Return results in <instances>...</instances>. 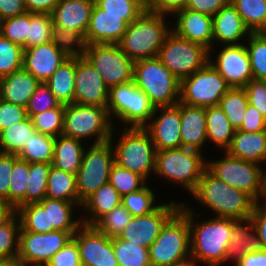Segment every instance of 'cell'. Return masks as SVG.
<instances>
[{"mask_svg":"<svg viewBox=\"0 0 266 266\" xmlns=\"http://www.w3.org/2000/svg\"><path fill=\"white\" fill-rule=\"evenodd\" d=\"M181 200L179 210L188 218L190 227L191 255L202 266H223L236 219L209 216L199 220L205 212L196 213V207L193 208L184 197Z\"/></svg>","mask_w":266,"mask_h":266,"instance_id":"obj_1","label":"cell"},{"mask_svg":"<svg viewBox=\"0 0 266 266\" xmlns=\"http://www.w3.org/2000/svg\"><path fill=\"white\" fill-rule=\"evenodd\" d=\"M189 196L194 199L196 204L198 203L204 210L206 209L205 211L209 209L207 212L211 213L213 217L236 220L250 218L256 202L249 194L216 178L207 169Z\"/></svg>","mask_w":266,"mask_h":266,"instance_id":"obj_2","label":"cell"},{"mask_svg":"<svg viewBox=\"0 0 266 266\" xmlns=\"http://www.w3.org/2000/svg\"><path fill=\"white\" fill-rule=\"evenodd\" d=\"M109 141L113 147L115 164L139 174L149 183L152 181L156 149L150 133L144 127H114Z\"/></svg>","mask_w":266,"mask_h":266,"instance_id":"obj_3","label":"cell"},{"mask_svg":"<svg viewBox=\"0 0 266 266\" xmlns=\"http://www.w3.org/2000/svg\"><path fill=\"white\" fill-rule=\"evenodd\" d=\"M206 154L185 147L156 151L154 180L183 189L189 196L207 169ZM156 178V179H155Z\"/></svg>","mask_w":266,"mask_h":266,"instance_id":"obj_4","label":"cell"},{"mask_svg":"<svg viewBox=\"0 0 266 266\" xmlns=\"http://www.w3.org/2000/svg\"><path fill=\"white\" fill-rule=\"evenodd\" d=\"M171 17L145 10L131 22L117 43L134 62L157 57L164 39L171 31Z\"/></svg>","mask_w":266,"mask_h":266,"instance_id":"obj_5","label":"cell"},{"mask_svg":"<svg viewBox=\"0 0 266 266\" xmlns=\"http://www.w3.org/2000/svg\"><path fill=\"white\" fill-rule=\"evenodd\" d=\"M155 108L134 80L109 89L107 111L116 128L145 127Z\"/></svg>","mask_w":266,"mask_h":266,"instance_id":"obj_6","label":"cell"},{"mask_svg":"<svg viewBox=\"0 0 266 266\" xmlns=\"http://www.w3.org/2000/svg\"><path fill=\"white\" fill-rule=\"evenodd\" d=\"M223 153V154H222ZM207 158V170L228 185L249 194L256 202L264 197L266 167L229 155L226 151ZM221 154V157H220ZM213 157V159H212Z\"/></svg>","mask_w":266,"mask_h":266,"instance_id":"obj_7","label":"cell"},{"mask_svg":"<svg viewBox=\"0 0 266 266\" xmlns=\"http://www.w3.org/2000/svg\"><path fill=\"white\" fill-rule=\"evenodd\" d=\"M133 80L155 107L176 105L180 100V80L157 57L135 61Z\"/></svg>","mask_w":266,"mask_h":266,"instance_id":"obj_8","label":"cell"},{"mask_svg":"<svg viewBox=\"0 0 266 266\" xmlns=\"http://www.w3.org/2000/svg\"><path fill=\"white\" fill-rule=\"evenodd\" d=\"M113 124L107 108L72 103L65 105L63 135L86 144L109 141Z\"/></svg>","mask_w":266,"mask_h":266,"instance_id":"obj_9","label":"cell"},{"mask_svg":"<svg viewBox=\"0 0 266 266\" xmlns=\"http://www.w3.org/2000/svg\"><path fill=\"white\" fill-rule=\"evenodd\" d=\"M191 255L188 218L178 210L149 247L151 266H169Z\"/></svg>","mask_w":266,"mask_h":266,"instance_id":"obj_10","label":"cell"},{"mask_svg":"<svg viewBox=\"0 0 266 266\" xmlns=\"http://www.w3.org/2000/svg\"><path fill=\"white\" fill-rule=\"evenodd\" d=\"M157 58L181 81L209 63V49L170 31L159 49Z\"/></svg>","mask_w":266,"mask_h":266,"instance_id":"obj_11","label":"cell"},{"mask_svg":"<svg viewBox=\"0 0 266 266\" xmlns=\"http://www.w3.org/2000/svg\"><path fill=\"white\" fill-rule=\"evenodd\" d=\"M114 163V151L110 141L87 145L76 174L80 206L88 196L109 182Z\"/></svg>","mask_w":266,"mask_h":266,"instance_id":"obj_12","label":"cell"},{"mask_svg":"<svg viewBox=\"0 0 266 266\" xmlns=\"http://www.w3.org/2000/svg\"><path fill=\"white\" fill-rule=\"evenodd\" d=\"M230 88L221 74L208 63L180 81L179 101L204 108L215 106Z\"/></svg>","mask_w":266,"mask_h":266,"instance_id":"obj_13","label":"cell"},{"mask_svg":"<svg viewBox=\"0 0 266 266\" xmlns=\"http://www.w3.org/2000/svg\"><path fill=\"white\" fill-rule=\"evenodd\" d=\"M84 57L102 77L108 89L133 80L134 61L118 44H89Z\"/></svg>","mask_w":266,"mask_h":266,"instance_id":"obj_14","label":"cell"},{"mask_svg":"<svg viewBox=\"0 0 266 266\" xmlns=\"http://www.w3.org/2000/svg\"><path fill=\"white\" fill-rule=\"evenodd\" d=\"M77 231L19 232L17 259L23 266H46Z\"/></svg>","mask_w":266,"mask_h":266,"instance_id":"obj_15","label":"cell"},{"mask_svg":"<svg viewBox=\"0 0 266 266\" xmlns=\"http://www.w3.org/2000/svg\"><path fill=\"white\" fill-rule=\"evenodd\" d=\"M209 63L231 88H244L253 79L245 43L212 47L209 50Z\"/></svg>","mask_w":266,"mask_h":266,"instance_id":"obj_16","label":"cell"},{"mask_svg":"<svg viewBox=\"0 0 266 266\" xmlns=\"http://www.w3.org/2000/svg\"><path fill=\"white\" fill-rule=\"evenodd\" d=\"M181 201L164 200L153 212L144 216H133L130 224L118 236L124 241H131L148 248L160 234L165 223L180 209Z\"/></svg>","mask_w":266,"mask_h":266,"instance_id":"obj_17","label":"cell"},{"mask_svg":"<svg viewBox=\"0 0 266 266\" xmlns=\"http://www.w3.org/2000/svg\"><path fill=\"white\" fill-rule=\"evenodd\" d=\"M79 249L82 266H115L112 238L107 237L94 226L82 225L72 236Z\"/></svg>","mask_w":266,"mask_h":266,"instance_id":"obj_18","label":"cell"},{"mask_svg":"<svg viewBox=\"0 0 266 266\" xmlns=\"http://www.w3.org/2000/svg\"><path fill=\"white\" fill-rule=\"evenodd\" d=\"M144 128L150 133L156 151L182 148L180 101L176 105L156 107Z\"/></svg>","mask_w":266,"mask_h":266,"instance_id":"obj_19","label":"cell"},{"mask_svg":"<svg viewBox=\"0 0 266 266\" xmlns=\"http://www.w3.org/2000/svg\"><path fill=\"white\" fill-rule=\"evenodd\" d=\"M109 89L85 57L76 58L74 103L107 108Z\"/></svg>","mask_w":266,"mask_h":266,"instance_id":"obj_20","label":"cell"},{"mask_svg":"<svg viewBox=\"0 0 266 266\" xmlns=\"http://www.w3.org/2000/svg\"><path fill=\"white\" fill-rule=\"evenodd\" d=\"M213 17L190 9H182L171 16V31L181 38L212 48Z\"/></svg>","mask_w":266,"mask_h":266,"instance_id":"obj_21","label":"cell"},{"mask_svg":"<svg viewBox=\"0 0 266 266\" xmlns=\"http://www.w3.org/2000/svg\"><path fill=\"white\" fill-rule=\"evenodd\" d=\"M68 58L50 41L24 49L22 68L39 82H46Z\"/></svg>","mask_w":266,"mask_h":266,"instance_id":"obj_22","label":"cell"},{"mask_svg":"<svg viewBox=\"0 0 266 266\" xmlns=\"http://www.w3.org/2000/svg\"><path fill=\"white\" fill-rule=\"evenodd\" d=\"M212 28V47L245 43L251 33L232 3H227L213 16Z\"/></svg>","mask_w":266,"mask_h":266,"instance_id":"obj_23","label":"cell"},{"mask_svg":"<svg viewBox=\"0 0 266 266\" xmlns=\"http://www.w3.org/2000/svg\"><path fill=\"white\" fill-rule=\"evenodd\" d=\"M128 24L124 16L106 14L96 4L93 6L85 40L89 44H117L124 35Z\"/></svg>","mask_w":266,"mask_h":266,"instance_id":"obj_24","label":"cell"},{"mask_svg":"<svg viewBox=\"0 0 266 266\" xmlns=\"http://www.w3.org/2000/svg\"><path fill=\"white\" fill-rule=\"evenodd\" d=\"M180 118L182 147L208 153L205 108L180 102Z\"/></svg>","mask_w":266,"mask_h":266,"instance_id":"obj_25","label":"cell"},{"mask_svg":"<svg viewBox=\"0 0 266 266\" xmlns=\"http://www.w3.org/2000/svg\"><path fill=\"white\" fill-rule=\"evenodd\" d=\"M95 1L61 0L51 16L53 24L85 36Z\"/></svg>","mask_w":266,"mask_h":266,"instance_id":"obj_26","label":"cell"},{"mask_svg":"<svg viewBox=\"0 0 266 266\" xmlns=\"http://www.w3.org/2000/svg\"><path fill=\"white\" fill-rule=\"evenodd\" d=\"M259 237L256 234L252 220H236L232 225L231 241L228 245L225 265L235 266L247 253L262 250Z\"/></svg>","mask_w":266,"mask_h":266,"instance_id":"obj_27","label":"cell"},{"mask_svg":"<svg viewBox=\"0 0 266 266\" xmlns=\"http://www.w3.org/2000/svg\"><path fill=\"white\" fill-rule=\"evenodd\" d=\"M226 152L236 158L266 166V131L235 130Z\"/></svg>","mask_w":266,"mask_h":266,"instance_id":"obj_28","label":"cell"},{"mask_svg":"<svg viewBox=\"0 0 266 266\" xmlns=\"http://www.w3.org/2000/svg\"><path fill=\"white\" fill-rule=\"evenodd\" d=\"M40 82L23 68L0 78L1 99L26 108Z\"/></svg>","mask_w":266,"mask_h":266,"instance_id":"obj_29","label":"cell"},{"mask_svg":"<svg viewBox=\"0 0 266 266\" xmlns=\"http://www.w3.org/2000/svg\"><path fill=\"white\" fill-rule=\"evenodd\" d=\"M121 196L108 182L88 196L81 206V217L84 225L93 226L103 215L121 204Z\"/></svg>","mask_w":266,"mask_h":266,"instance_id":"obj_30","label":"cell"},{"mask_svg":"<svg viewBox=\"0 0 266 266\" xmlns=\"http://www.w3.org/2000/svg\"><path fill=\"white\" fill-rule=\"evenodd\" d=\"M38 203L48 208L49 227H54V231H77L83 225L81 206L75 202L45 197Z\"/></svg>","mask_w":266,"mask_h":266,"instance_id":"obj_31","label":"cell"},{"mask_svg":"<svg viewBox=\"0 0 266 266\" xmlns=\"http://www.w3.org/2000/svg\"><path fill=\"white\" fill-rule=\"evenodd\" d=\"M87 145L82 140L63 134L55 137L51 166L68 173L77 174Z\"/></svg>","mask_w":266,"mask_h":266,"instance_id":"obj_32","label":"cell"},{"mask_svg":"<svg viewBox=\"0 0 266 266\" xmlns=\"http://www.w3.org/2000/svg\"><path fill=\"white\" fill-rule=\"evenodd\" d=\"M207 146H214L215 151H226L234 137L235 128L231 125L223 110L218 106L205 108ZM209 144V145H208Z\"/></svg>","mask_w":266,"mask_h":266,"instance_id":"obj_33","label":"cell"},{"mask_svg":"<svg viewBox=\"0 0 266 266\" xmlns=\"http://www.w3.org/2000/svg\"><path fill=\"white\" fill-rule=\"evenodd\" d=\"M76 58L65 60L45 82L57 100L68 105L74 103Z\"/></svg>","mask_w":266,"mask_h":266,"instance_id":"obj_34","label":"cell"},{"mask_svg":"<svg viewBox=\"0 0 266 266\" xmlns=\"http://www.w3.org/2000/svg\"><path fill=\"white\" fill-rule=\"evenodd\" d=\"M46 197L66 202H75L79 205L76 174L50 166Z\"/></svg>","mask_w":266,"mask_h":266,"instance_id":"obj_35","label":"cell"},{"mask_svg":"<svg viewBox=\"0 0 266 266\" xmlns=\"http://www.w3.org/2000/svg\"><path fill=\"white\" fill-rule=\"evenodd\" d=\"M151 186L148 182L139 191L130 192L122 196L121 203L132 216L148 215L164 202L163 200L165 199L163 197L160 198L161 196L158 194L160 192L155 193L156 190Z\"/></svg>","mask_w":266,"mask_h":266,"instance_id":"obj_36","label":"cell"},{"mask_svg":"<svg viewBox=\"0 0 266 266\" xmlns=\"http://www.w3.org/2000/svg\"><path fill=\"white\" fill-rule=\"evenodd\" d=\"M55 137L42 134L37 130L30 136L27 144L17 154V157L28 163H46L53 161Z\"/></svg>","mask_w":266,"mask_h":266,"instance_id":"obj_37","label":"cell"},{"mask_svg":"<svg viewBox=\"0 0 266 266\" xmlns=\"http://www.w3.org/2000/svg\"><path fill=\"white\" fill-rule=\"evenodd\" d=\"M36 131L31 118L10 126L0 132V153L17 155Z\"/></svg>","mask_w":266,"mask_h":266,"instance_id":"obj_38","label":"cell"},{"mask_svg":"<svg viewBox=\"0 0 266 266\" xmlns=\"http://www.w3.org/2000/svg\"><path fill=\"white\" fill-rule=\"evenodd\" d=\"M231 3L250 32H266V0H233Z\"/></svg>","mask_w":266,"mask_h":266,"instance_id":"obj_39","label":"cell"},{"mask_svg":"<svg viewBox=\"0 0 266 266\" xmlns=\"http://www.w3.org/2000/svg\"><path fill=\"white\" fill-rule=\"evenodd\" d=\"M16 213L20 219V231L33 233H47L54 231L49 227L48 208H43L39 203H29L19 207Z\"/></svg>","mask_w":266,"mask_h":266,"instance_id":"obj_40","label":"cell"},{"mask_svg":"<svg viewBox=\"0 0 266 266\" xmlns=\"http://www.w3.org/2000/svg\"><path fill=\"white\" fill-rule=\"evenodd\" d=\"M51 42L69 58L84 57L87 43L85 36L74 30L52 26Z\"/></svg>","mask_w":266,"mask_h":266,"instance_id":"obj_41","label":"cell"},{"mask_svg":"<svg viewBox=\"0 0 266 266\" xmlns=\"http://www.w3.org/2000/svg\"><path fill=\"white\" fill-rule=\"evenodd\" d=\"M248 98L244 88H230L218 102V106L223 110L231 125L238 129L243 121Z\"/></svg>","mask_w":266,"mask_h":266,"instance_id":"obj_42","label":"cell"},{"mask_svg":"<svg viewBox=\"0 0 266 266\" xmlns=\"http://www.w3.org/2000/svg\"><path fill=\"white\" fill-rule=\"evenodd\" d=\"M112 245L117 262L121 266H151L148 248L119 237L112 238Z\"/></svg>","mask_w":266,"mask_h":266,"instance_id":"obj_43","label":"cell"},{"mask_svg":"<svg viewBox=\"0 0 266 266\" xmlns=\"http://www.w3.org/2000/svg\"><path fill=\"white\" fill-rule=\"evenodd\" d=\"M253 79L266 81V32H251L245 41Z\"/></svg>","mask_w":266,"mask_h":266,"instance_id":"obj_44","label":"cell"},{"mask_svg":"<svg viewBox=\"0 0 266 266\" xmlns=\"http://www.w3.org/2000/svg\"><path fill=\"white\" fill-rule=\"evenodd\" d=\"M51 164L29 163L25 204L38 203L46 197Z\"/></svg>","mask_w":266,"mask_h":266,"instance_id":"obj_45","label":"cell"},{"mask_svg":"<svg viewBox=\"0 0 266 266\" xmlns=\"http://www.w3.org/2000/svg\"><path fill=\"white\" fill-rule=\"evenodd\" d=\"M29 163L14 155L13 169L10 174L9 203L17 210L25 205Z\"/></svg>","mask_w":266,"mask_h":266,"instance_id":"obj_46","label":"cell"},{"mask_svg":"<svg viewBox=\"0 0 266 266\" xmlns=\"http://www.w3.org/2000/svg\"><path fill=\"white\" fill-rule=\"evenodd\" d=\"M95 4L108 15L124 16L128 25L146 10V0H95Z\"/></svg>","mask_w":266,"mask_h":266,"instance_id":"obj_47","label":"cell"},{"mask_svg":"<svg viewBox=\"0 0 266 266\" xmlns=\"http://www.w3.org/2000/svg\"><path fill=\"white\" fill-rule=\"evenodd\" d=\"M132 219L133 216L121 203L103 215L93 226L107 237L115 238L123 232Z\"/></svg>","mask_w":266,"mask_h":266,"instance_id":"obj_48","label":"cell"},{"mask_svg":"<svg viewBox=\"0 0 266 266\" xmlns=\"http://www.w3.org/2000/svg\"><path fill=\"white\" fill-rule=\"evenodd\" d=\"M20 229L21 223L17 213L0 226V261L17 258Z\"/></svg>","mask_w":266,"mask_h":266,"instance_id":"obj_49","label":"cell"},{"mask_svg":"<svg viewBox=\"0 0 266 266\" xmlns=\"http://www.w3.org/2000/svg\"><path fill=\"white\" fill-rule=\"evenodd\" d=\"M64 112L65 105L61 104L58 108L28 116L31 118L33 126L38 132L58 137L63 134L64 130Z\"/></svg>","mask_w":266,"mask_h":266,"instance_id":"obj_50","label":"cell"},{"mask_svg":"<svg viewBox=\"0 0 266 266\" xmlns=\"http://www.w3.org/2000/svg\"><path fill=\"white\" fill-rule=\"evenodd\" d=\"M53 18L50 14L28 12L27 48L51 41Z\"/></svg>","mask_w":266,"mask_h":266,"instance_id":"obj_51","label":"cell"},{"mask_svg":"<svg viewBox=\"0 0 266 266\" xmlns=\"http://www.w3.org/2000/svg\"><path fill=\"white\" fill-rule=\"evenodd\" d=\"M109 183L122 197L130 192L139 191L148 182L139 174L114 163L110 170Z\"/></svg>","mask_w":266,"mask_h":266,"instance_id":"obj_52","label":"cell"},{"mask_svg":"<svg viewBox=\"0 0 266 266\" xmlns=\"http://www.w3.org/2000/svg\"><path fill=\"white\" fill-rule=\"evenodd\" d=\"M24 48L0 34V78L22 69Z\"/></svg>","mask_w":266,"mask_h":266,"instance_id":"obj_53","label":"cell"},{"mask_svg":"<svg viewBox=\"0 0 266 266\" xmlns=\"http://www.w3.org/2000/svg\"><path fill=\"white\" fill-rule=\"evenodd\" d=\"M0 34L12 43L18 44L26 49L28 35V12L2 20Z\"/></svg>","mask_w":266,"mask_h":266,"instance_id":"obj_54","label":"cell"},{"mask_svg":"<svg viewBox=\"0 0 266 266\" xmlns=\"http://www.w3.org/2000/svg\"><path fill=\"white\" fill-rule=\"evenodd\" d=\"M61 103L50 91L45 82H40L26 106L27 115L40 114L43 111L58 108Z\"/></svg>","mask_w":266,"mask_h":266,"instance_id":"obj_55","label":"cell"},{"mask_svg":"<svg viewBox=\"0 0 266 266\" xmlns=\"http://www.w3.org/2000/svg\"><path fill=\"white\" fill-rule=\"evenodd\" d=\"M28 117L26 108L13 103L0 101V132Z\"/></svg>","mask_w":266,"mask_h":266,"instance_id":"obj_56","label":"cell"},{"mask_svg":"<svg viewBox=\"0 0 266 266\" xmlns=\"http://www.w3.org/2000/svg\"><path fill=\"white\" fill-rule=\"evenodd\" d=\"M244 89L248 103L257 108L266 118V81L252 79L245 85Z\"/></svg>","mask_w":266,"mask_h":266,"instance_id":"obj_57","label":"cell"},{"mask_svg":"<svg viewBox=\"0 0 266 266\" xmlns=\"http://www.w3.org/2000/svg\"><path fill=\"white\" fill-rule=\"evenodd\" d=\"M46 266H82L76 242L73 239L70 240Z\"/></svg>","mask_w":266,"mask_h":266,"instance_id":"obj_58","label":"cell"},{"mask_svg":"<svg viewBox=\"0 0 266 266\" xmlns=\"http://www.w3.org/2000/svg\"><path fill=\"white\" fill-rule=\"evenodd\" d=\"M14 154L0 153V200L9 203L10 174L13 169Z\"/></svg>","mask_w":266,"mask_h":266,"instance_id":"obj_59","label":"cell"},{"mask_svg":"<svg viewBox=\"0 0 266 266\" xmlns=\"http://www.w3.org/2000/svg\"><path fill=\"white\" fill-rule=\"evenodd\" d=\"M237 130L244 132L266 131V118L257 108L248 104L242 124Z\"/></svg>","mask_w":266,"mask_h":266,"instance_id":"obj_60","label":"cell"},{"mask_svg":"<svg viewBox=\"0 0 266 266\" xmlns=\"http://www.w3.org/2000/svg\"><path fill=\"white\" fill-rule=\"evenodd\" d=\"M188 0H146V10L172 16L186 7Z\"/></svg>","mask_w":266,"mask_h":266,"instance_id":"obj_61","label":"cell"},{"mask_svg":"<svg viewBox=\"0 0 266 266\" xmlns=\"http://www.w3.org/2000/svg\"><path fill=\"white\" fill-rule=\"evenodd\" d=\"M250 219L261 241L262 248L266 250V202L263 200L255 202Z\"/></svg>","mask_w":266,"mask_h":266,"instance_id":"obj_62","label":"cell"},{"mask_svg":"<svg viewBox=\"0 0 266 266\" xmlns=\"http://www.w3.org/2000/svg\"><path fill=\"white\" fill-rule=\"evenodd\" d=\"M226 4V0H188L185 8L213 17Z\"/></svg>","mask_w":266,"mask_h":266,"instance_id":"obj_63","label":"cell"},{"mask_svg":"<svg viewBox=\"0 0 266 266\" xmlns=\"http://www.w3.org/2000/svg\"><path fill=\"white\" fill-rule=\"evenodd\" d=\"M24 0H0V19L12 18L26 13Z\"/></svg>","mask_w":266,"mask_h":266,"instance_id":"obj_64","label":"cell"},{"mask_svg":"<svg viewBox=\"0 0 266 266\" xmlns=\"http://www.w3.org/2000/svg\"><path fill=\"white\" fill-rule=\"evenodd\" d=\"M61 0H24L27 12L50 14Z\"/></svg>","mask_w":266,"mask_h":266,"instance_id":"obj_65","label":"cell"},{"mask_svg":"<svg viewBox=\"0 0 266 266\" xmlns=\"http://www.w3.org/2000/svg\"><path fill=\"white\" fill-rule=\"evenodd\" d=\"M235 266H266V250L247 253Z\"/></svg>","mask_w":266,"mask_h":266,"instance_id":"obj_66","label":"cell"},{"mask_svg":"<svg viewBox=\"0 0 266 266\" xmlns=\"http://www.w3.org/2000/svg\"><path fill=\"white\" fill-rule=\"evenodd\" d=\"M15 213L16 210L10 203L0 200V226L6 223Z\"/></svg>","mask_w":266,"mask_h":266,"instance_id":"obj_67","label":"cell"},{"mask_svg":"<svg viewBox=\"0 0 266 266\" xmlns=\"http://www.w3.org/2000/svg\"><path fill=\"white\" fill-rule=\"evenodd\" d=\"M169 266H202V265L192 255H189L188 257L176 261Z\"/></svg>","mask_w":266,"mask_h":266,"instance_id":"obj_68","label":"cell"},{"mask_svg":"<svg viewBox=\"0 0 266 266\" xmlns=\"http://www.w3.org/2000/svg\"><path fill=\"white\" fill-rule=\"evenodd\" d=\"M0 266H23L17 258L11 260L0 261Z\"/></svg>","mask_w":266,"mask_h":266,"instance_id":"obj_69","label":"cell"},{"mask_svg":"<svg viewBox=\"0 0 266 266\" xmlns=\"http://www.w3.org/2000/svg\"><path fill=\"white\" fill-rule=\"evenodd\" d=\"M264 202H266V171H265V192H264V197L262 199Z\"/></svg>","mask_w":266,"mask_h":266,"instance_id":"obj_70","label":"cell"},{"mask_svg":"<svg viewBox=\"0 0 266 266\" xmlns=\"http://www.w3.org/2000/svg\"><path fill=\"white\" fill-rule=\"evenodd\" d=\"M227 1V3H231L233 0H226Z\"/></svg>","mask_w":266,"mask_h":266,"instance_id":"obj_71","label":"cell"},{"mask_svg":"<svg viewBox=\"0 0 266 266\" xmlns=\"http://www.w3.org/2000/svg\"><path fill=\"white\" fill-rule=\"evenodd\" d=\"M79 1H95V0H79Z\"/></svg>","mask_w":266,"mask_h":266,"instance_id":"obj_72","label":"cell"}]
</instances>
